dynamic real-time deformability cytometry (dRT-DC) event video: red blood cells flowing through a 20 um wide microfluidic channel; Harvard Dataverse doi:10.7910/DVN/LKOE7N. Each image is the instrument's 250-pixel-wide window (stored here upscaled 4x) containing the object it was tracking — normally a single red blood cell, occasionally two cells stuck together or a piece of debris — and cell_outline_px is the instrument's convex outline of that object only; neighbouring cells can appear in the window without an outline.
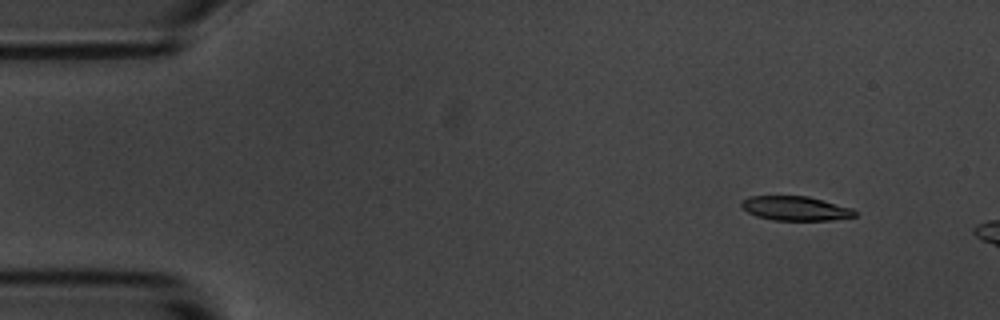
{"species": "common noctule bat (a hibernating species)", "species_latin": "Nyctalus noctula", "temperature_condition": "room temperature", "stored_images_in_passage": 3, "camera_frame_rate_fps": 3000, "um_per_image_px": 0.085, "animal": {"sex": "male", "body_mass_g": 20.1, "forearm_length_mm": 53.5}, "frame": {"image": 1, "passage_image": 2, "time_ms": 1.333, "image_size_px": [1000, 320], "cell_outline_px": [[856, 216], [832, 220], [772, 220], [756, 216], [740, 208], [740, 204], [744, 200], [752, 196], [808, 196], [824, 200], [852, 208], [856, 212]], "centroid_in_image_um": [67.61, 17.71], "position_along_channel_um": 17.4, "area_um2": 16.07}}